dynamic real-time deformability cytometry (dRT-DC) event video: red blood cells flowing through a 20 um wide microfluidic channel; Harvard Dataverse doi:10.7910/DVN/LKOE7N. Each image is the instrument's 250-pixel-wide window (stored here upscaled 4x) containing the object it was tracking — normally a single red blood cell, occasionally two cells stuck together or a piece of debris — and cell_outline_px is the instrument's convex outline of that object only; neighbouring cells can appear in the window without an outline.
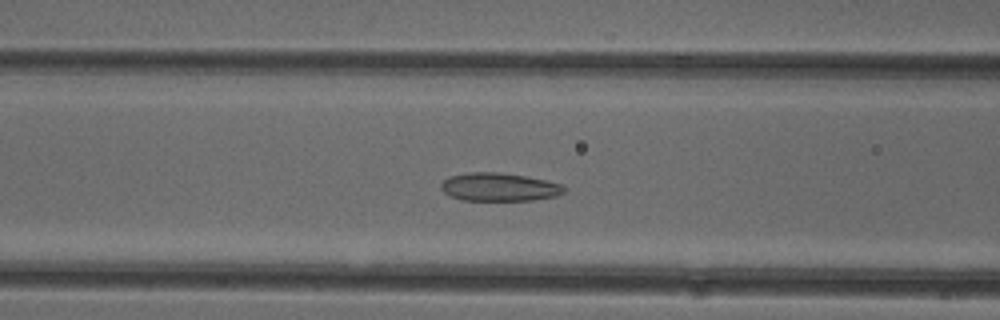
{"species": "common noctule bat (a hibernating species)", "species_latin": "Nyctalus noctula", "temperature_condition": "cold", "stored_images_in_passage": 39, "camera_frame_rate_fps": 3000, "um_per_image_px": 0.085, "animal": {"sex": "female"}, "frame": {"image": 1, "passage_image": 19, "time_ms": 6.0, "image_size_px": [1000, 320], "cell_outline_px": [[568, 188], [564, 192], [556, 196], [532, 200], [460, 200], [444, 192], [440, 188], [440, 184], [448, 176], [472, 172], [496, 172], [524, 176], [564, 184]], "centroid_in_image_um": [42.44, 15.9], "position_along_channel_um": 124.2, "area_um2": 20.23}}
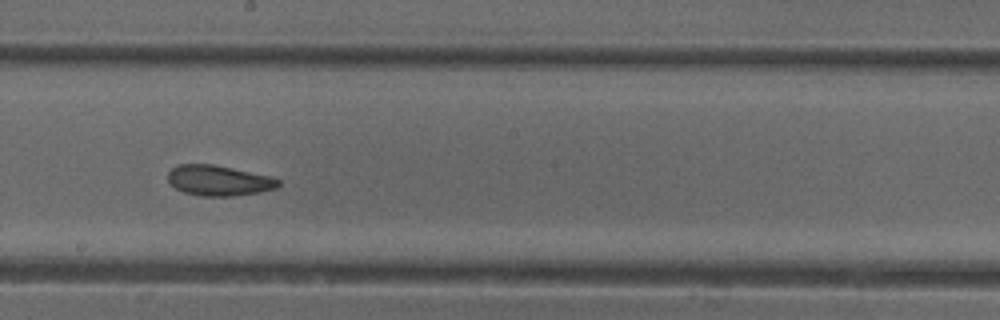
{"frame": {"image": 2, "passage_image": 27, "time_ms": 8.667, "image_size_px": [1000, 320], "cell_outline_px": [[280, 184], [276, 188], [260, 192], [232, 196], [200, 196], [184, 192], [176, 188], [168, 180], [168, 172], [176, 164], [212, 164], [272, 176], [280, 180]], "centroid_in_image_um": [18.6, 15.34], "position_along_channel_um": 229.6, "area_um2": 19.59}}
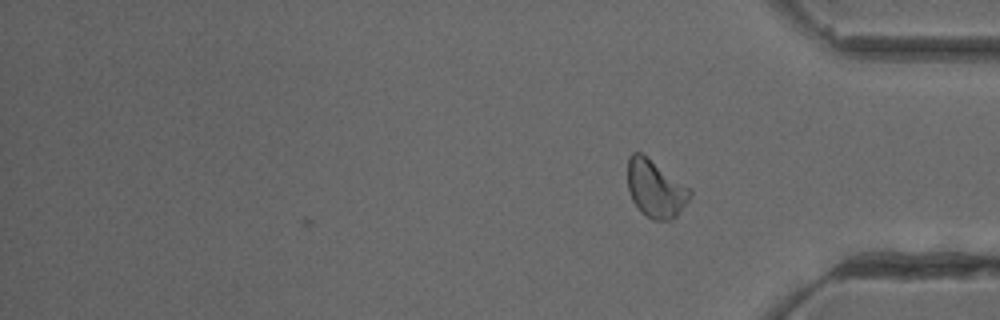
{"frame": {"image": 3, "passage_image": 39, "time_ms": 12.667, "image_size_px": [1000, 320], "cell_outline_px": [[692, 196], [676, 216], [672, 220], [652, 220], [632, 200], [628, 188], [628, 156], [632, 152], [640, 152], [688, 188], [692, 192]], "centroid_in_image_um": [55.7, 16.05], "position_along_channel_um": 379.5, "area_um2": 20.17}, "authors_computed_cell_mechanics": {"area_um2": 20.1722, "velocity_mm_per_s": 3.9466, "shape_relaxation_time_tau1_ms": 7.7178, "shape_relaxation_time_tau2_ms": 1.7501, "deformation_change_tau1": 0.1302, "deformation_change_tau2": 0.0603}}